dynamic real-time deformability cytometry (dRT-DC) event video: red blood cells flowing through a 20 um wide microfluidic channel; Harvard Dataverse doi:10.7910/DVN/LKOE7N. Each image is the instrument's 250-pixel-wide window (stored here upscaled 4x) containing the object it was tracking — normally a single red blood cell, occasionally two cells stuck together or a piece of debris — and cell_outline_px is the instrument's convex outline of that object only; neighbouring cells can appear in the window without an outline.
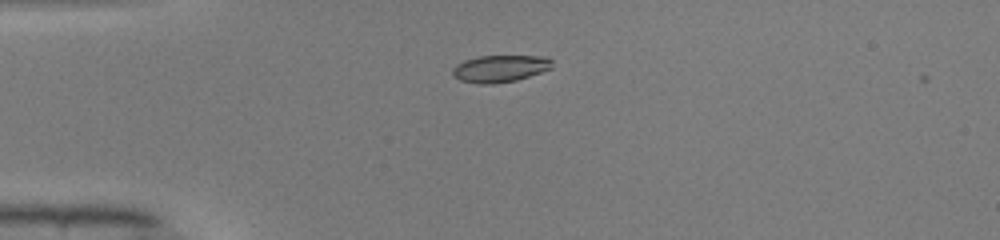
{"species": "common noctule bat (a hibernating species)", "species_latin": "Nyctalus noctula", "temperature_condition": "warm", "stored_images_in_passage": 4, "camera_frame_rate_fps": 3000, "um_per_image_px": 0.085, "animal": {"sex": "male", "body_mass_g": 19.0, "forearm_length_mm": 50.8}, "frame": {"image": 1, "passage_image": 1, "time_ms": 0.0, "image_size_px": [1000, 240], "cell_outline_px": [[552, 68], [516, 80], [492, 84], [480, 84], [460, 80], [452, 76], [452, 68], [456, 64], [464, 60], [480, 56], [544, 56], [552, 60]], "centroid_in_image_um": [42.47, 5.83], "position_along_channel_um": 42.5, "area_um2": 15.66}}